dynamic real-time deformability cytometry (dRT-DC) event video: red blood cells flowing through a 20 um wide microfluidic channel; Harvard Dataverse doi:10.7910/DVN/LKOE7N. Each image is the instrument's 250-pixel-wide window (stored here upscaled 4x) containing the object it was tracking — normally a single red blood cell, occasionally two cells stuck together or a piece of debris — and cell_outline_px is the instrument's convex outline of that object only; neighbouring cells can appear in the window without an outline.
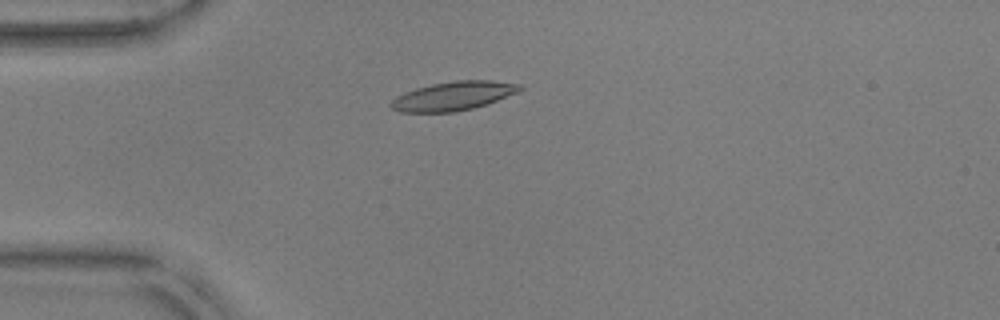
{"species": "common noctule bat (a hibernating species)", "species_latin": "Nyctalus noctula", "temperature_condition": "warm", "stored_images_in_passage": 43, "camera_frame_rate_fps": 3000, "um_per_image_px": 0.085, "animal": {"sex": "male", "body_mass_g": 17.9, "forearm_length_mm": 54.2}, "frame": {"image": 1, "passage_image": 4, "time_ms": 1.0, "image_size_px": [1000, 320], "cell_outline_px": [[524, 88], [520, 92], [488, 104], [456, 112], [400, 112], [392, 108], [388, 104], [396, 96], [404, 92], [416, 88], [432, 84], [456, 80], [488, 80], [524, 84]], "centroid_in_image_um": [38.58, 8.15], "position_along_channel_um": 46.4, "area_um2": 21.96}}
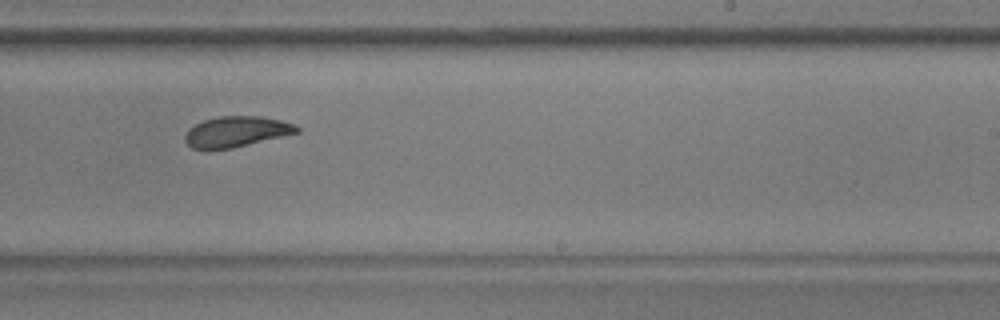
{"frame": {"image": 2, "passage_image": 23, "time_ms": 7.333, "image_size_px": [1000, 320], "cell_outline_px": [[300, 132], [232, 148], [192, 148], [184, 140], [184, 136], [188, 128], [204, 120], [220, 116], [260, 116], [280, 120], [296, 124], [300, 128]], "centroid_in_image_um": [20.11, 11.17], "position_along_channel_um": 268.9, "area_um2": 19.77}}
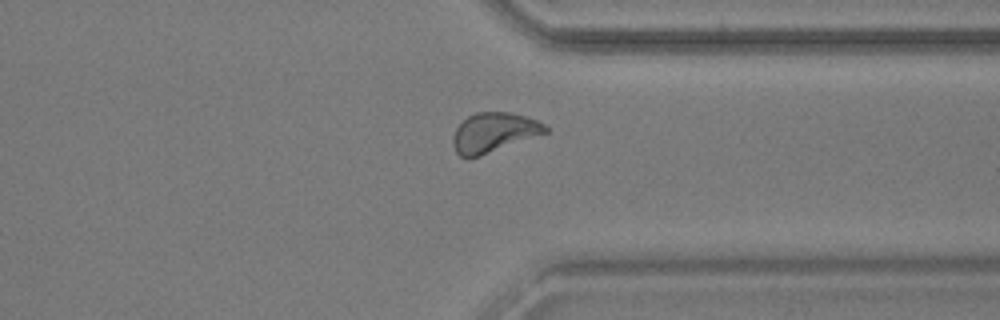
{"frame": {"image": 3, "passage_image": 31, "time_ms": 10.0, "image_size_px": [1000, 320], "cell_outline_px": [[548, 132], [480, 156], [460, 156], [456, 152], [452, 144], [452, 136], [456, 128], [468, 116], [476, 112], [512, 112], [536, 120], [544, 124], [548, 128]], "centroid_in_image_um": [41.96, 11.25], "position_along_channel_um": 369.4, "area_um2": 21.1}, "authors_computed_cell_mechanics": {"area_um2": 20.7502, "velocity_mm_per_s": 3.7872, "shape_relaxation_time_tau1_ms": 6.2846, "shape_relaxation_time_tau2_ms": 1.5039, "deformation_change_tau1": 0.1928, "deformation_change_tau2": 0.0828}}